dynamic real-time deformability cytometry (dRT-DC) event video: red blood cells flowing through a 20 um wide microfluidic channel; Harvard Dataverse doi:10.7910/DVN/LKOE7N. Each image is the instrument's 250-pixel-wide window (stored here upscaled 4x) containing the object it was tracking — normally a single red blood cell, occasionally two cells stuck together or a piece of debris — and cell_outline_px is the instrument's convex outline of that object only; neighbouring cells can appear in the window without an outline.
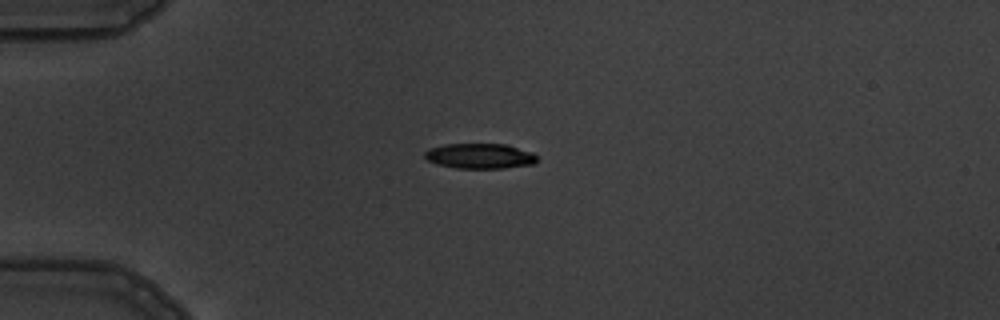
{"species": "common noctule bat (a hibernating species)", "species_latin": "Nyctalus noctula", "temperature_condition": "warm", "stored_images_in_passage": 3, "camera_frame_rate_fps": 3000, "um_per_image_px": 0.085, "animal": {"sex": "male", "body_mass_g": 19.5, "forearm_length_mm": 54.6}, "frame": {"image": 1, "passage_image": 1, "time_ms": 0.0, "image_size_px": [1000, 320], "cell_outline_px": [[536, 164], [504, 168], [456, 168], [436, 164], [428, 160], [424, 156], [424, 152], [428, 148], [444, 144], [504, 144], [532, 152], [536, 156]], "centroid_in_image_um": [40.76, 13.26], "position_along_channel_um": 44.2, "area_um2": 16.53}}